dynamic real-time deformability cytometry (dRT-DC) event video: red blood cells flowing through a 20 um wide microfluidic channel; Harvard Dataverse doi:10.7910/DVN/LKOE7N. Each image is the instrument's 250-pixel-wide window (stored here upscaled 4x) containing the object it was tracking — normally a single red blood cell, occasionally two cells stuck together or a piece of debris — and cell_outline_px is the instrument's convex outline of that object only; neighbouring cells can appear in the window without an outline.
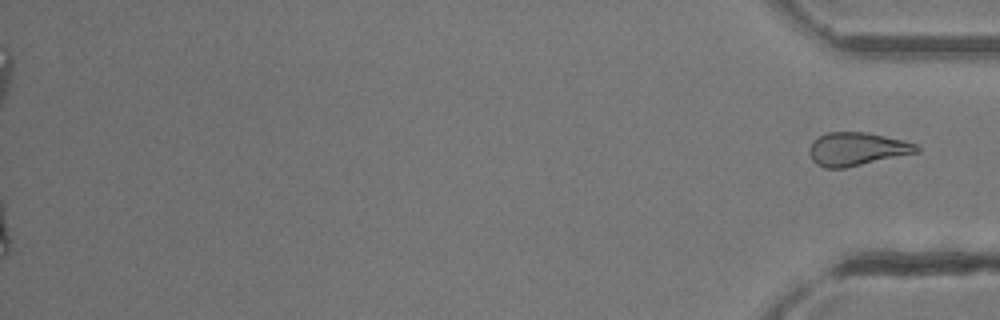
{"species": "common noctule bat (a hibernating species)", "species_latin": "Nyctalus noctula", "temperature_condition": "room temperature", "stored_images_in_passage": 35, "camera_frame_rate_fps": 3000, "um_per_image_px": 0.085, "animal": {"sex": "female"}, "frame": {"image": 1, "passage_image": 35, "time_ms": 11.333, "image_size_px": [1000, 320], "cell_outline_px": [[920, 152], [844, 168], [824, 168], [816, 164], [812, 160], [808, 152], [808, 148], [812, 140], [816, 136], [824, 132], [868, 132], [904, 140], [916, 144], [920, 148]], "centroid_in_image_um": [72.8, 12.65], "position_along_channel_um": 362.4, "area_um2": 21.15}}